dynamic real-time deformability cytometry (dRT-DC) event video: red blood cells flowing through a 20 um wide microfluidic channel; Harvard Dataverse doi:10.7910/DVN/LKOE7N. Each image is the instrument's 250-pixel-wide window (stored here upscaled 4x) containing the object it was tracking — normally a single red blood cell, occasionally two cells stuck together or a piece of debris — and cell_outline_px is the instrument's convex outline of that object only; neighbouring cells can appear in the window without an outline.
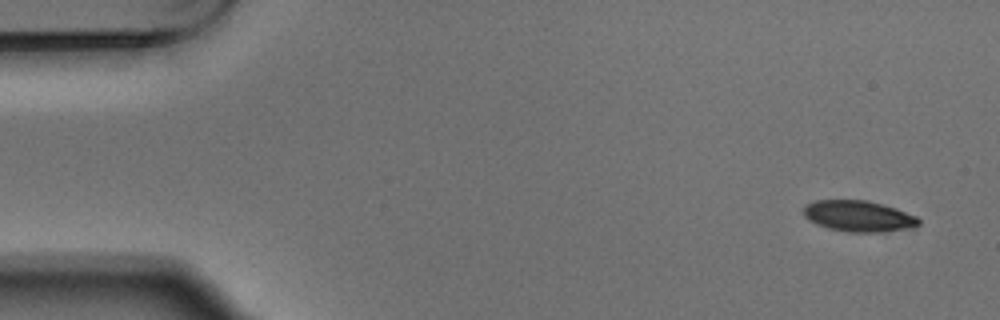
{"species": "Egyptian fruit bat (a non-hibernating species)", "species_latin": "Rousettus aegyptiacus", "temperature_condition": "warm", "stored_images_in_passage": 6, "camera_frame_rate_fps": 3000, "um_per_image_px": 0.085, "animal": {"sex": "male"}, "frame": {"image": 1, "passage_image": 1, "time_ms": 0.0, "image_size_px": [1000, 320], "cell_outline_px": [[920, 224], [880, 232], [848, 232], [828, 228], [816, 224], [808, 220], [804, 216], [804, 204], [816, 200], [868, 200], [896, 208], [916, 216], [920, 220]], "centroid_in_image_um": [72.9, 18.35], "position_along_channel_um": 12.1, "area_um2": 20.63}}
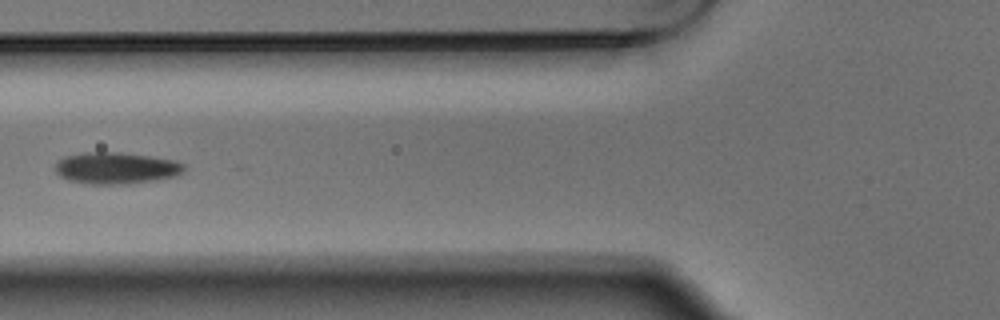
{"frame": {"image": 2, "passage_image": 5, "time_ms": 1.333, "image_size_px": [1000, 320], "cell_outline_px": [[184, 168], [176, 176], [156, 180], [128, 184], [88, 184], [68, 180], [60, 176], [56, 172], [56, 164], [64, 156], [84, 152], [120, 152], [176, 160], [184, 164]], "centroid_in_image_um": [9.86, 14.29], "position_along_channel_um": 115.9, "area_um2": 23.76}}
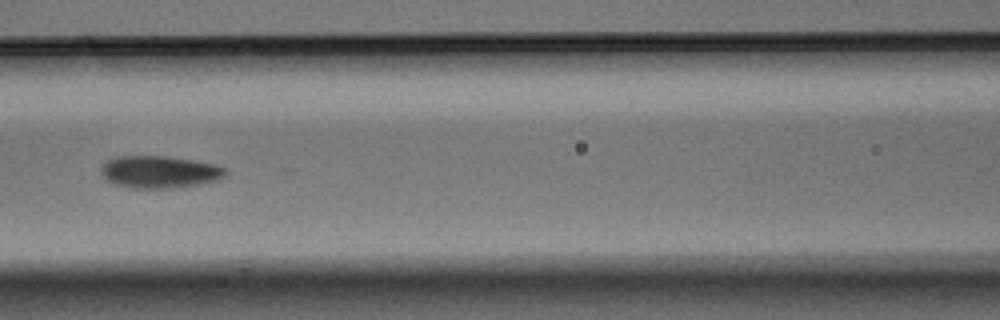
{"frame": {"image": 3, "passage_image": 6, "time_ms": 1.667, "image_size_px": [1000, 320], "cell_outline_px": [[228, 172], [220, 180], [200, 184], [176, 188], [136, 188], [116, 184], [108, 180], [100, 172], [100, 168], [108, 160], [116, 156], [164, 156], [192, 160], [216, 164], [224, 168]], "centroid_in_image_um": [13.6, 14.61], "position_along_channel_um": 153.0, "area_um2": 23.35}}